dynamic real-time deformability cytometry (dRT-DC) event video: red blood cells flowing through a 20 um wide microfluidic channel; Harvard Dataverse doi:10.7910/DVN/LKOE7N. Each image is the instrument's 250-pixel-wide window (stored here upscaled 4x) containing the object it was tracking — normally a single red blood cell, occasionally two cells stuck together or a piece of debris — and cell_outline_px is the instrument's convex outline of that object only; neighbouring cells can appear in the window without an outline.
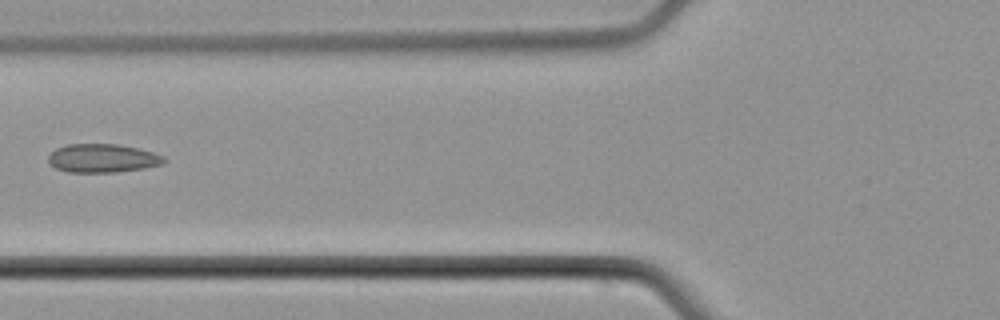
{"species": "common noctule bat (a hibernating species)", "species_latin": "Nyctalus noctula", "temperature_condition": "cold", "stored_images_in_passage": 5, "camera_frame_rate_fps": 3000, "um_per_image_px": 0.085, "animal": {"sex": "male", "body_mass_g": 21.5, "forearm_length_mm": 52.0}, "frame": {"image": 1, "passage_image": 2, "time_ms": 1.333, "image_size_px": [1000, 320], "cell_outline_px": [[168, 160], [160, 164], [144, 168], [116, 172], [68, 172], [56, 168], [48, 160], [48, 156], [56, 148], [68, 144], [116, 144], [136, 148], [152, 152], [164, 156]], "centroid_in_image_um": [8.71, 13.45], "position_along_channel_um": 117.1, "area_um2": 19.07}}